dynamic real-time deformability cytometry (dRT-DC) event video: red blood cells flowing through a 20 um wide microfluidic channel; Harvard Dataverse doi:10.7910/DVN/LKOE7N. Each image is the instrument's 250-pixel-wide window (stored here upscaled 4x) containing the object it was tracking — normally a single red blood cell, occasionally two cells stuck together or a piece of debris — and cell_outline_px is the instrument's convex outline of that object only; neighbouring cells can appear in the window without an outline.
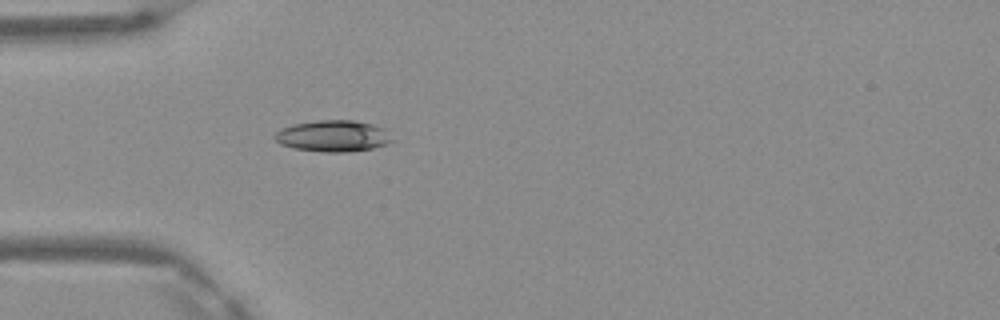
{"species": "Egyptian fruit bat (a non-hibernating species)", "species_latin": "Rousettus aegyptiacus", "temperature_condition": "warm", "stored_images_in_passage": 1, "camera_frame_rate_fps": 3000, "um_per_image_px": 0.085, "frame": {"image": 1, "passage_image": 1, "time_ms": 0.0, "image_size_px": [1000, 320], "cell_outline_px": [[392, 140], [388, 144], [372, 148], [348, 152], [324, 152], [296, 148], [280, 144], [272, 136], [276, 132], [284, 128], [296, 124], [316, 120], [352, 120], [372, 124], [388, 128]], "centroid_in_image_um": [28.36, 11.55], "position_along_channel_um": 56.6, "area_um2": 21.44}}